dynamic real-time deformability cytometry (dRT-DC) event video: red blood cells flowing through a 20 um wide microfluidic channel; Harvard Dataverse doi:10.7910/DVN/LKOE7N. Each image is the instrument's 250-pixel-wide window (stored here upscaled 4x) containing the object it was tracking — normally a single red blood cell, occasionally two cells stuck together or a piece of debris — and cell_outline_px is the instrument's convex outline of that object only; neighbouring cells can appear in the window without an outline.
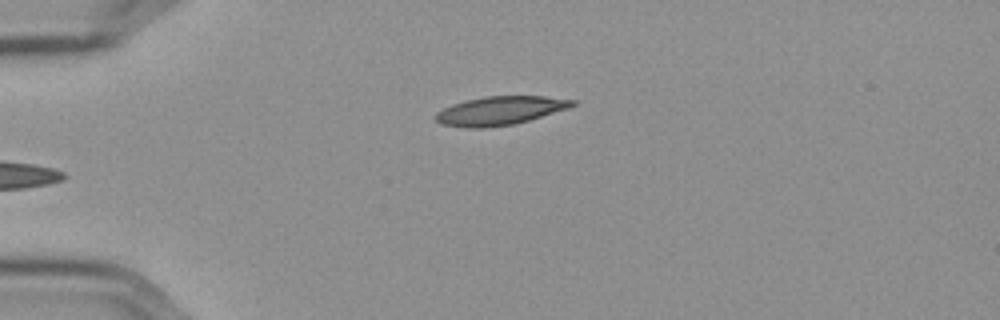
{"species": "Egyptian fruit bat (a non-hibernating species)", "species_latin": "Rousettus aegyptiacus", "temperature_condition": "cold", "stored_images_in_passage": 38, "camera_frame_rate_fps": 3000, "um_per_image_px": 0.085, "frame": {"image": 1, "passage_image": 1, "time_ms": 0.0, "image_size_px": [1000, 320], "cell_outline_px": [[576, 104], [568, 108], [528, 120], [512, 124], [484, 128], [464, 128], [440, 124], [432, 116], [436, 112], [452, 104], [464, 100], [484, 96], [544, 96], [576, 100]], "centroid_in_image_um": [42.43, 9.4], "position_along_channel_um": 42.6, "area_um2": 22.89}}
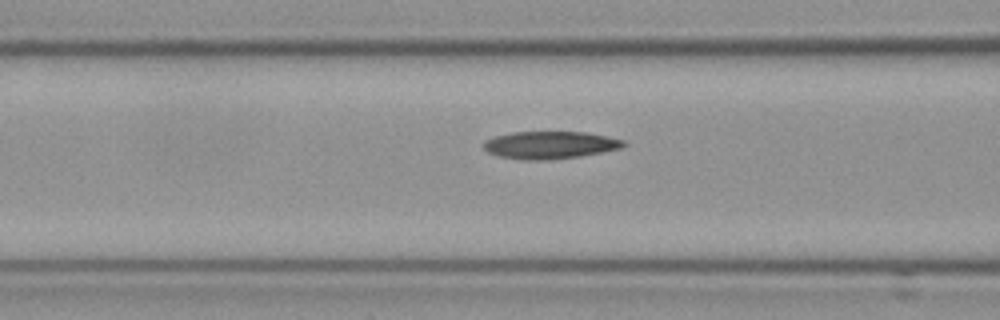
{"frame": {"image": 2, "passage_image": 10, "time_ms": 3.0, "image_size_px": [1000, 320], "cell_outline_px": [[628, 144], [624, 148], [580, 156], [548, 160], [528, 160], [500, 156], [488, 152], [484, 148], [484, 140], [496, 136], [512, 132], [588, 132], [628, 140]], "centroid_in_image_um": [46.85, 12.32], "position_along_channel_um": 119.8, "area_um2": 22.6}}
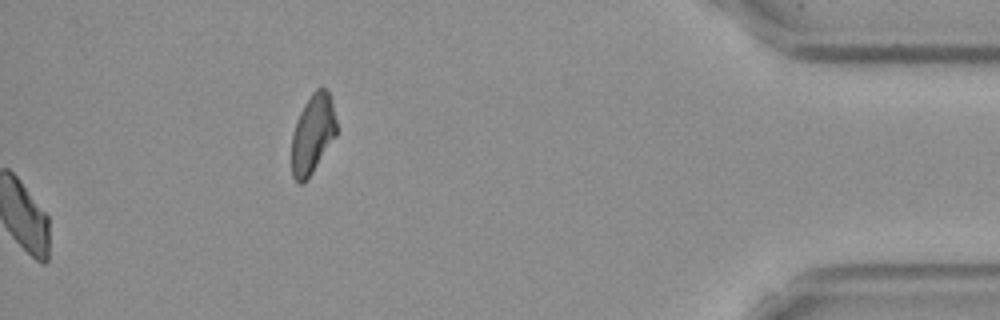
{"frame": {"image": 3, "passage_image": 38, "time_ms": 12.333, "image_size_px": [1000, 320], "cell_outline_px": [[336, 136], [312, 172], [300, 184], [292, 176], [292, 132], [296, 120], [304, 104], [312, 92], [320, 84], [328, 92], [332, 100], [336, 120]], "centroid_in_image_um": [26.58, 11.32], "position_along_channel_um": 408.6, "area_um2": 20.63}, "authors_computed_cell_mechanics": {"area_um2": 22.1952, "velocity_mm_per_s": 3.5943, "shape_relaxation_time_tau1_ms": null, "shape_relaxation_time_tau2_ms": 6.6399, "deformation_change_tau1": null, "deformation_change_tau2": 0.1426}}